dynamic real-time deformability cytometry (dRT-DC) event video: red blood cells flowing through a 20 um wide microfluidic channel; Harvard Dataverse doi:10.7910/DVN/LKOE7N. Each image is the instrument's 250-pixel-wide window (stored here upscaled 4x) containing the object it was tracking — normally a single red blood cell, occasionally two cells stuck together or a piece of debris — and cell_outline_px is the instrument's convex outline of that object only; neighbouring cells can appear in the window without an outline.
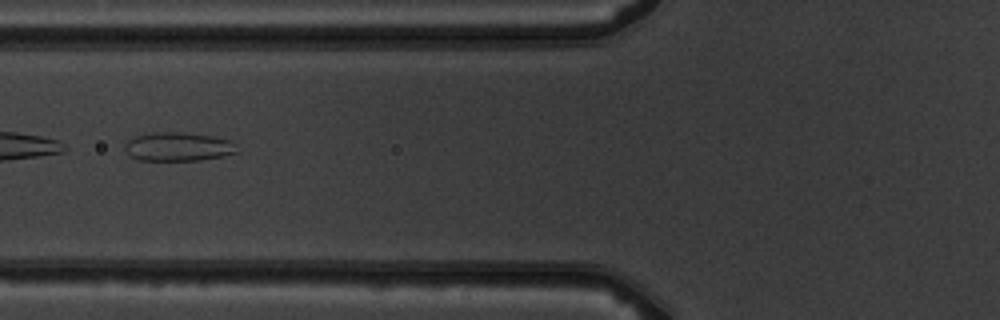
{"species": "common noctule bat (a hibernating species)", "species_latin": "Nyctalus noctula", "temperature_condition": "warm", "stored_images_in_passage": 8, "camera_frame_rate_fps": 3000, "um_per_image_px": 0.085, "animal": {"sex": "male", "body_mass_g": 19.5, "forearm_length_mm": 54.6}, "frame": {"image": 1, "passage_image": 7, "time_ms": 7.0, "image_size_px": [1000, 320], "cell_outline_px": [[240, 152], [224, 156], [200, 160], [140, 160], [132, 156], [124, 148], [124, 144], [128, 140], [136, 136], [152, 132], [184, 132], [212, 136], [232, 140]], "centroid_in_image_um": [15.19, 12.46], "position_along_channel_um": 110.6, "area_um2": 18.9}}